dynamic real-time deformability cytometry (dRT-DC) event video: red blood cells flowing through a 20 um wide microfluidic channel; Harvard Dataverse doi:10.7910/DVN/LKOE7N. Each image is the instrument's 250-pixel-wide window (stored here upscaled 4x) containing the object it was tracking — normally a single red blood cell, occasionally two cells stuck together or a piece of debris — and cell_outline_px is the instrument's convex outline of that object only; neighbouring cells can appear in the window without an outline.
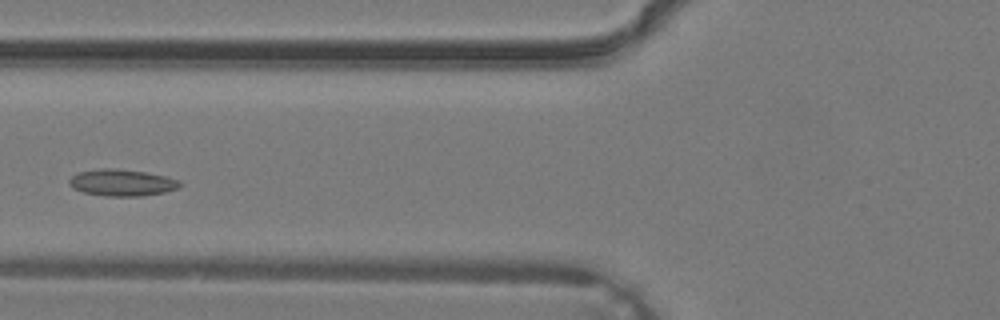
{"species": "common noctule bat (a hibernating species)", "species_latin": "Nyctalus noctula", "temperature_condition": "warm", "stored_images_in_passage": 25, "camera_frame_rate_fps": 3000, "um_per_image_px": 0.085, "animal": {"sex": "male", "body_mass_g": 19.2, "forearm_length_mm": 51.8}, "frame": {"image": 1, "passage_image": 8, "time_ms": 2.333, "image_size_px": [1000, 320], "cell_outline_px": [[184, 184], [176, 188], [164, 192], [140, 196], [104, 196], [84, 192], [72, 188], [68, 184], [68, 180], [76, 172], [100, 168], [116, 168], [144, 172], [168, 176], [180, 180]], "centroid_in_image_um": [10.35, 15.51], "position_along_channel_um": 115.5, "area_um2": 17.4}}
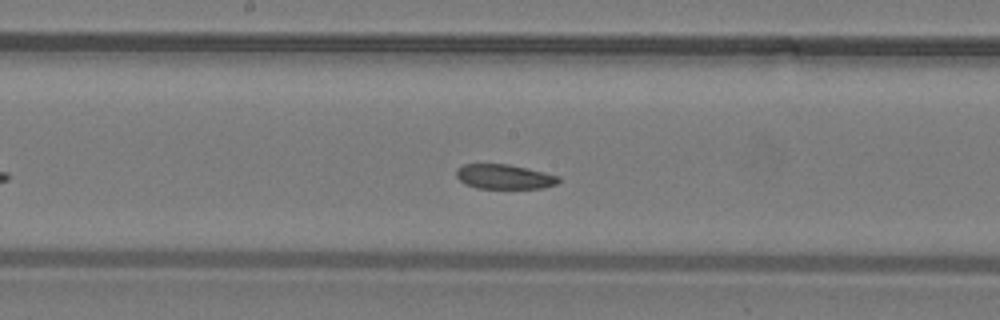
{"frame": {"image": 2, "passage_image": 13, "time_ms": 4.0, "image_size_px": [1000, 320], "cell_outline_px": [[560, 180], [556, 184], [540, 188], [476, 188], [464, 184], [456, 176], [456, 168], [464, 164], [508, 164], [528, 168], [560, 176]], "centroid_in_image_um": [42.84, 15.01], "position_along_channel_um": 205.4, "area_um2": 14.74}}
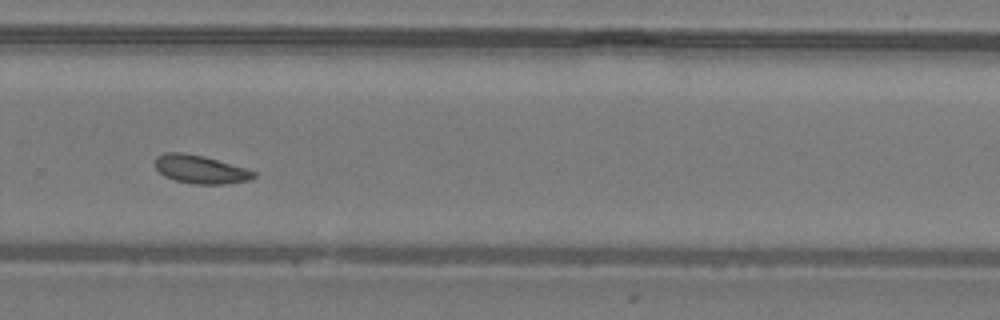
{"frame": {"image": 3, "passage_image": 19, "time_ms": 6.0, "image_size_px": [1000, 320], "cell_outline_px": [[256, 176], [252, 180], [224, 184], [196, 184], [176, 180], [164, 176], [156, 168], [156, 156], [164, 152], [184, 152], [204, 156], [244, 168], [256, 172]], "centroid_in_image_um": [17.04, 14.39], "position_along_channel_um": 312.8, "area_um2": 16.18}}